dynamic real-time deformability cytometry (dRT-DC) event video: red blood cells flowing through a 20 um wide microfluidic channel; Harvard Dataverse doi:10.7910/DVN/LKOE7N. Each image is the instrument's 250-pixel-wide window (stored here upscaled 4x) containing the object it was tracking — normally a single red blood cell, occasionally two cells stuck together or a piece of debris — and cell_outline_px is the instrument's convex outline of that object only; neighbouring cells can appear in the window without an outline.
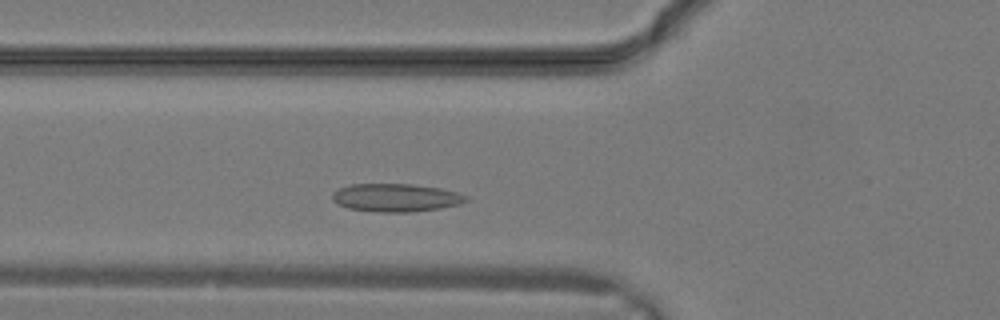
{"species": "common noctule bat (a hibernating species)", "species_latin": "Nyctalus noctula", "temperature_condition": "warm", "stored_images_in_passage": 22, "camera_frame_rate_fps": 3000, "um_per_image_px": 0.085, "animal": {"sex": "male", "body_mass_g": 19.2, "forearm_length_mm": 51.8}, "frame": {"image": 1, "passage_image": 3, "time_ms": 0.667, "image_size_px": [1000, 320], "cell_outline_px": [[468, 200], [460, 204], [440, 208], [408, 212], [380, 212], [348, 208], [332, 200], [332, 192], [340, 188], [352, 184], [412, 184], [440, 188], [456, 192], [468, 196]], "centroid_in_image_um": [33.66, 16.8], "position_along_channel_um": 92.1, "area_um2": 21.73}}
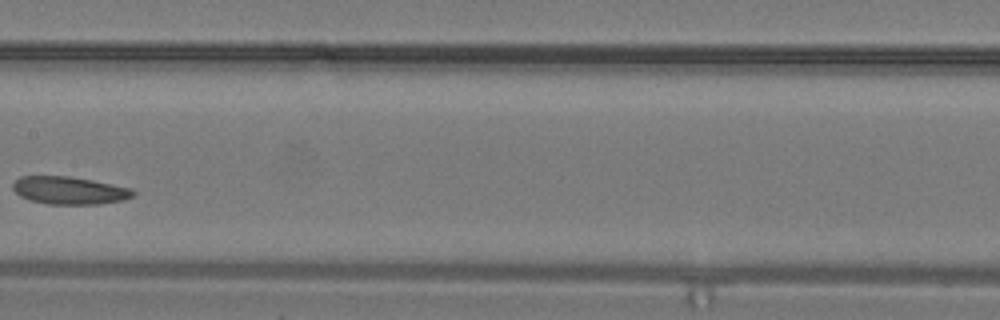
{"frame": {"image": 2, "passage_image": 8, "time_ms": 2.333, "image_size_px": [1000, 320], "cell_outline_px": [[136, 192], [132, 196], [124, 200], [100, 204], [48, 204], [28, 200], [20, 196], [12, 188], [12, 184], [20, 176], [68, 176], [92, 180], [132, 188]], "centroid_in_image_um": [5.89, 16.19], "position_along_channel_um": 201.5, "area_um2": 19.48}}
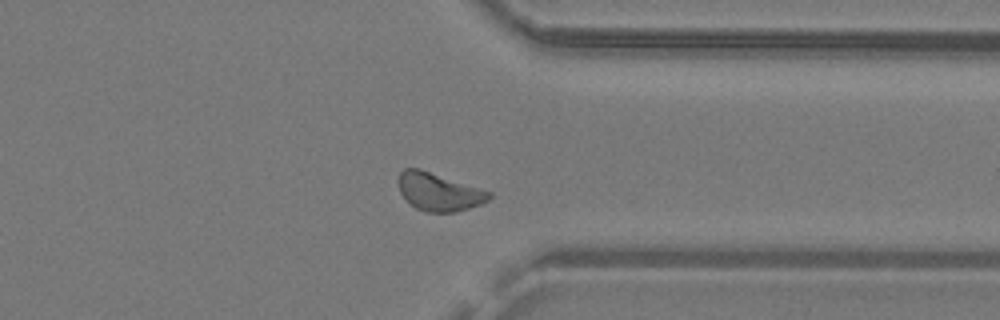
{"frame": {"image": 3, "passage_image": 16, "time_ms": 5.0, "image_size_px": [1000, 320], "cell_outline_px": [[492, 196], [488, 200], [480, 204], [468, 208], [452, 212], [424, 212], [416, 208], [400, 192], [400, 172], [404, 168], [420, 168], [492, 192]], "centroid_in_image_um": [37.33, 16.3], "position_along_channel_um": 374.1, "area_um2": 19.71}}